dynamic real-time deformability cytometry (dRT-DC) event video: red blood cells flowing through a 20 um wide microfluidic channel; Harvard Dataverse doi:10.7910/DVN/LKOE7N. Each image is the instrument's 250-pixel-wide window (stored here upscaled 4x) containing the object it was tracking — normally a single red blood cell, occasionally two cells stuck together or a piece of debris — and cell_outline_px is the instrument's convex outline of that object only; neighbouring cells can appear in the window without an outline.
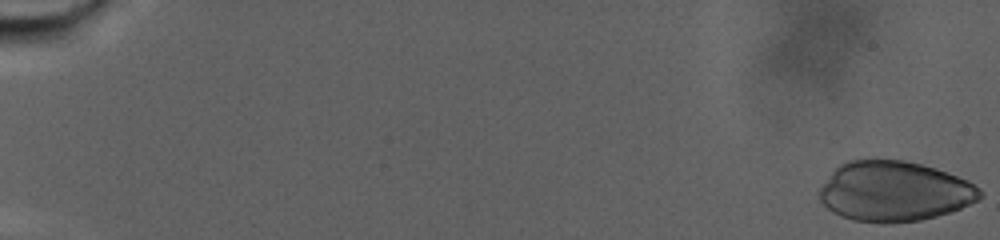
{"species": "human", "species_latin": "Homo sapiens", "temperature_condition": "warm", "stored_images_in_passage": 99, "camera_frame_rate_fps": 3000, "um_per_image_px": 0.085, "donor": {"sex": "male"}, "frame": {"image": 1, "passage_image": 1, "time_ms": 0.0, "image_size_px": [1000, 240], "cell_outline_px": [[984, 196], [960, 208], [936, 216], [920, 220], [888, 224], [880, 224], [852, 220], [840, 216], [832, 212], [820, 200], [816, 192], [832, 172], [840, 164], [848, 160], [872, 156], [876, 156], [904, 160], [936, 168], [968, 180], [980, 188], [984, 192]], "centroid_in_image_um": [75.97, 16.23], "position_along_channel_um": 9.0, "area_um2": 57.4}}
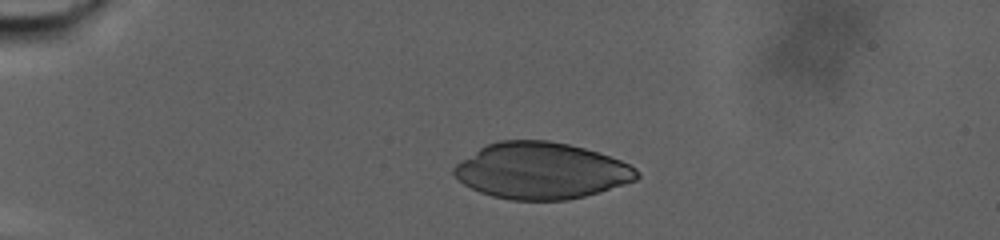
{"frame": {"image": 2, "passage_image": 29, "time_ms": 9.333, "image_size_px": [1000, 240], "cell_outline_px": [[640, 176], [636, 180], [600, 192], [568, 200], [508, 200], [492, 196], [480, 192], [464, 184], [452, 172], [452, 168], [456, 164], [480, 148], [488, 144], [500, 140], [548, 140], [568, 144], [584, 148], [620, 160], [636, 168], [640, 172]], "centroid_in_image_um": [46.01, 14.52], "position_along_channel_um": 39.0, "area_um2": 59.94}}
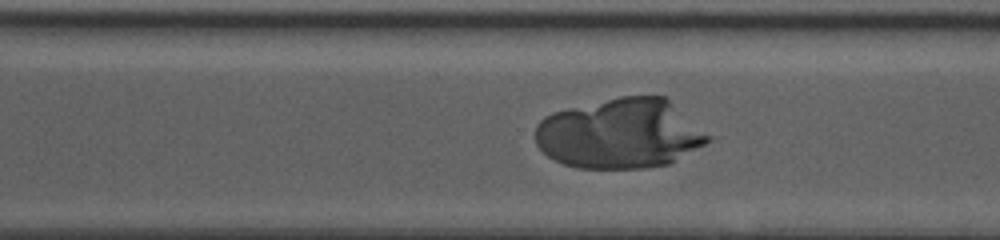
{"frame": {"image": 3, "passage_image": 83, "time_ms": 27.333, "image_size_px": [1000, 240], "cell_outline_px": [[712, 136], [704, 144], [668, 164], [644, 168], [580, 168], [564, 164], [548, 156], [536, 144], [536, 124], [544, 116], [552, 112], [620, 96], [668, 96]], "centroid_in_image_um": [52.73, 11.34], "position_along_channel_um": 317.9, "area_um2": 70.52}}